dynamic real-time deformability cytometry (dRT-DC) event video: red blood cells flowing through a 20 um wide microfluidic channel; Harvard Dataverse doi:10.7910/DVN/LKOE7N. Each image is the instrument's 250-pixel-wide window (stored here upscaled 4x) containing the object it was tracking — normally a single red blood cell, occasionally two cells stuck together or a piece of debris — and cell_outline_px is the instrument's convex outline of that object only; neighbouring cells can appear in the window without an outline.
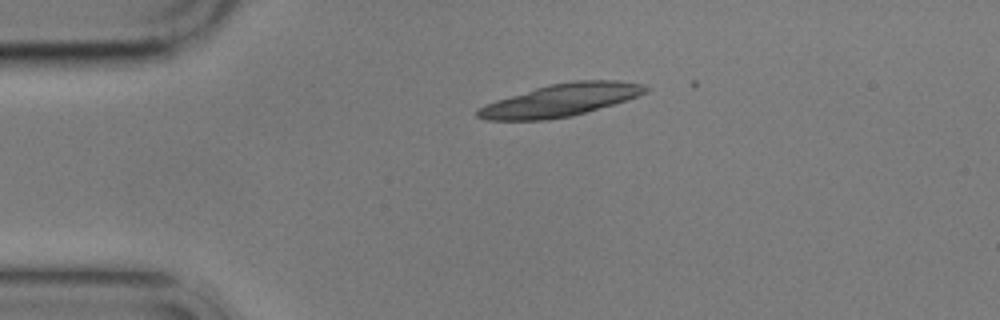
{"species": "common noctule bat (a hibernating species)", "species_latin": "Nyctalus noctula", "temperature_condition": "cold", "stored_images_in_passage": 1, "camera_frame_rate_fps": 3000, "um_per_image_px": 0.085, "animal": {"sex": "male", "body_mass_g": 17.9}, "frame": {"image": 1, "passage_image": 1, "time_ms": 0.0, "image_size_px": [1000, 320], "cell_outline_px": [[652, 88], [648, 92], [612, 104], [572, 116], [548, 120], [484, 120], [476, 116], [476, 112], [480, 108], [496, 100], [548, 84], [576, 80], [616, 80], [648, 84]], "centroid_in_image_um": [47.7, 8.5], "position_along_channel_um": 37.3, "area_um2": 31.73}}